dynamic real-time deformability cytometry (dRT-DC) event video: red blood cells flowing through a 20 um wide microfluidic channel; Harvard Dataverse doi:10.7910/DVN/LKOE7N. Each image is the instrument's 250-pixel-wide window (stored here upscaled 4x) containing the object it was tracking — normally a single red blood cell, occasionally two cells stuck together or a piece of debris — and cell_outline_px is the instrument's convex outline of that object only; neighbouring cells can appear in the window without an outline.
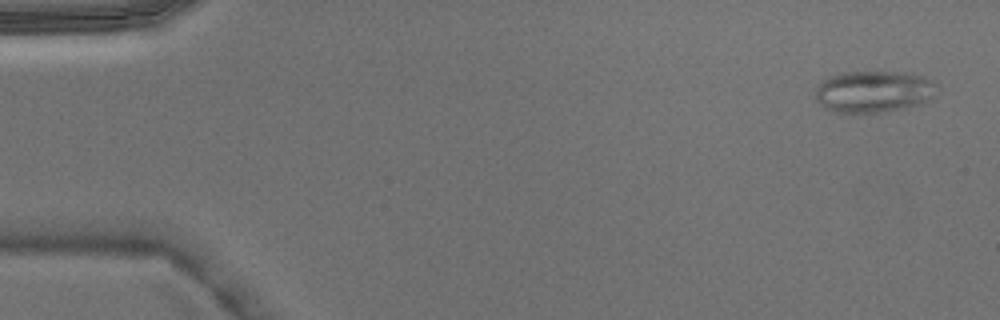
{"species": "Egyptian fruit bat (a non-hibernating species)", "species_latin": "Rousettus aegyptiacus", "temperature_condition": "warm", "stored_images_in_passage": 5, "camera_frame_rate_fps": 3000, "um_per_image_px": 0.085, "animal": {"sex": "male"}, "frame": {"image": 1, "passage_image": 1, "time_ms": 0.0, "image_size_px": [1000, 320], "cell_outline_px": [[936, 84], [932, 100], [920, 104], [904, 108], [880, 112], [836, 112], [820, 104], [816, 100], [816, 88], [828, 76], [840, 72], [904, 72], [924, 76], [932, 80]], "centroid_in_image_um": [74.28, 7.77], "position_along_channel_um": 10.7, "area_um2": 29.48}}